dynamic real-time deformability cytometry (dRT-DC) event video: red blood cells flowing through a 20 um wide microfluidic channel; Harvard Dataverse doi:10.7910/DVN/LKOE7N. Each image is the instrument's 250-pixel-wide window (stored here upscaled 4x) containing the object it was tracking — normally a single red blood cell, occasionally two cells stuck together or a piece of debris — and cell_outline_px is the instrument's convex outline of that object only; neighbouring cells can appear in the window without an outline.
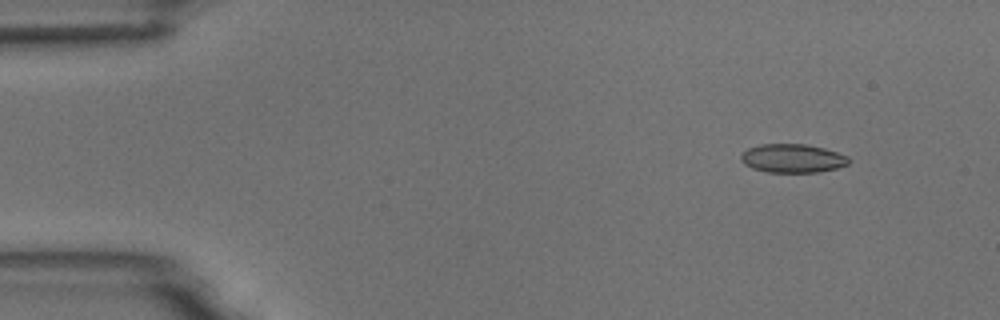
{"species": "common noctule bat (a hibernating species)", "species_latin": "Nyctalus noctula", "temperature_condition": "room temperature", "stored_images_in_passage": 3, "camera_frame_rate_fps": 3000, "um_per_image_px": 0.085, "animal": {"sex": "male", "body_mass_g": 18.8}, "frame": {"image": 1, "passage_image": 1, "time_ms": 0.0, "image_size_px": [1000, 320], "cell_outline_px": [[852, 160], [848, 164], [836, 168], [820, 172], [768, 172], [752, 168], [744, 164], [740, 160], [740, 152], [748, 148], [760, 144], [804, 144], [824, 148], [848, 156]], "centroid_in_image_um": [67.35, 13.46], "position_along_channel_um": 17.7, "area_um2": 18.15}}
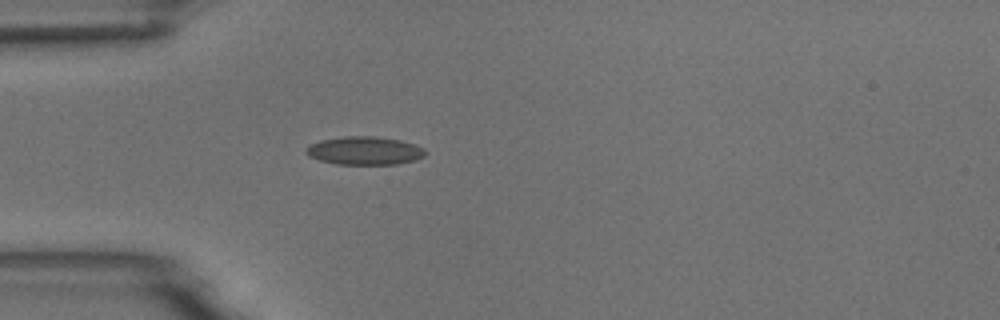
{"frame": {"image": 2, "passage_image": 3, "time_ms": 3.333, "image_size_px": [1000, 320], "cell_outline_px": [[428, 152], [424, 156], [416, 160], [396, 164], [336, 164], [320, 160], [308, 156], [304, 152], [304, 148], [308, 144], [320, 140], [344, 136], [376, 136], [400, 140], [424, 148]], "centroid_in_image_um": [30.95, 12.8], "position_along_channel_um": 54.0, "area_um2": 19.83}}